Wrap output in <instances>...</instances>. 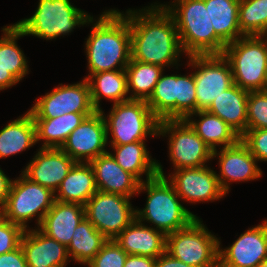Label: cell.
<instances>
[{"label":"cell","mask_w":267,"mask_h":267,"mask_svg":"<svg viewBox=\"0 0 267 267\" xmlns=\"http://www.w3.org/2000/svg\"><path fill=\"white\" fill-rule=\"evenodd\" d=\"M24 231L21 226L2 218L0 220V255L18 248Z\"/></svg>","instance_id":"ab89813d"},{"label":"cell","mask_w":267,"mask_h":267,"mask_svg":"<svg viewBox=\"0 0 267 267\" xmlns=\"http://www.w3.org/2000/svg\"><path fill=\"white\" fill-rule=\"evenodd\" d=\"M193 116H199L200 120H194ZM194 132L212 149L217 146L228 147L240 140V135L224 122L220 117L207 110H200L188 115L184 119ZM223 145V146H221Z\"/></svg>","instance_id":"d4e9b609"},{"label":"cell","mask_w":267,"mask_h":267,"mask_svg":"<svg viewBox=\"0 0 267 267\" xmlns=\"http://www.w3.org/2000/svg\"><path fill=\"white\" fill-rule=\"evenodd\" d=\"M12 181L6 203L2 209L3 218L27 230V223L37 217V227L55 202V193L35 183L23 174Z\"/></svg>","instance_id":"9c48e42d"},{"label":"cell","mask_w":267,"mask_h":267,"mask_svg":"<svg viewBox=\"0 0 267 267\" xmlns=\"http://www.w3.org/2000/svg\"><path fill=\"white\" fill-rule=\"evenodd\" d=\"M188 66L194 67L196 112L207 110L214 99L233 84L232 69L223 54L188 56Z\"/></svg>","instance_id":"8fae6325"},{"label":"cell","mask_w":267,"mask_h":267,"mask_svg":"<svg viewBox=\"0 0 267 267\" xmlns=\"http://www.w3.org/2000/svg\"><path fill=\"white\" fill-rule=\"evenodd\" d=\"M258 267H267V260L261 263Z\"/></svg>","instance_id":"bcb514c9"},{"label":"cell","mask_w":267,"mask_h":267,"mask_svg":"<svg viewBox=\"0 0 267 267\" xmlns=\"http://www.w3.org/2000/svg\"><path fill=\"white\" fill-rule=\"evenodd\" d=\"M20 246L27 267H66L70 262L67 247L44 234L39 228L24 231Z\"/></svg>","instance_id":"d6986e66"},{"label":"cell","mask_w":267,"mask_h":267,"mask_svg":"<svg viewBox=\"0 0 267 267\" xmlns=\"http://www.w3.org/2000/svg\"><path fill=\"white\" fill-rule=\"evenodd\" d=\"M131 36V59L164 66L178 64L184 53L172 16L154 3L141 10H127Z\"/></svg>","instance_id":"6da1fadb"},{"label":"cell","mask_w":267,"mask_h":267,"mask_svg":"<svg viewBox=\"0 0 267 267\" xmlns=\"http://www.w3.org/2000/svg\"><path fill=\"white\" fill-rule=\"evenodd\" d=\"M163 67L154 64L142 63L130 60L125 68L127 74L129 98L135 100H147L161 74Z\"/></svg>","instance_id":"1f68e13d"},{"label":"cell","mask_w":267,"mask_h":267,"mask_svg":"<svg viewBox=\"0 0 267 267\" xmlns=\"http://www.w3.org/2000/svg\"><path fill=\"white\" fill-rule=\"evenodd\" d=\"M36 143V125L27 111L0 130V159L25 151Z\"/></svg>","instance_id":"83f0119b"},{"label":"cell","mask_w":267,"mask_h":267,"mask_svg":"<svg viewBox=\"0 0 267 267\" xmlns=\"http://www.w3.org/2000/svg\"><path fill=\"white\" fill-rule=\"evenodd\" d=\"M169 136V157L174 170L199 168L212 158V149L183 120H161L157 136Z\"/></svg>","instance_id":"30bf717a"},{"label":"cell","mask_w":267,"mask_h":267,"mask_svg":"<svg viewBox=\"0 0 267 267\" xmlns=\"http://www.w3.org/2000/svg\"><path fill=\"white\" fill-rule=\"evenodd\" d=\"M20 82L11 72L0 66V91Z\"/></svg>","instance_id":"f6af8a7d"},{"label":"cell","mask_w":267,"mask_h":267,"mask_svg":"<svg viewBox=\"0 0 267 267\" xmlns=\"http://www.w3.org/2000/svg\"><path fill=\"white\" fill-rule=\"evenodd\" d=\"M0 38V66L11 72L19 81L29 72L27 59L17 45V39L26 36L15 24L4 26Z\"/></svg>","instance_id":"d6a6232c"},{"label":"cell","mask_w":267,"mask_h":267,"mask_svg":"<svg viewBox=\"0 0 267 267\" xmlns=\"http://www.w3.org/2000/svg\"><path fill=\"white\" fill-rule=\"evenodd\" d=\"M21 172L29 180L56 193L76 163L61 148H40Z\"/></svg>","instance_id":"ac0fdd59"},{"label":"cell","mask_w":267,"mask_h":267,"mask_svg":"<svg viewBox=\"0 0 267 267\" xmlns=\"http://www.w3.org/2000/svg\"><path fill=\"white\" fill-rule=\"evenodd\" d=\"M247 129H267V90L249 91Z\"/></svg>","instance_id":"8d00e7d4"},{"label":"cell","mask_w":267,"mask_h":267,"mask_svg":"<svg viewBox=\"0 0 267 267\" xmlns=\"http://www.w3.org/2000/svg\"><path fill=\"white\" fill-rule=\"evenodd\" d=\"M155 267H193L178 259L173 258L166 251L156 258Z\"/></svg>","instance_id":"7bdbcfd3"},{"label":"cell","mask_w":267,"mask_h":267,"mask_svg":"<svg viewBox=\"0 0 267 267\" xmlns=\"http://www.w3.org/2000/svg\"><path fill=\"white\" fill-rule=\"evenodd\" d=\"M0 267H27L25 255L21 246L11 252L1 254Z\"/></svg>","instance_id":"60d3db41"},{"label":"cell","mask_w":267,"mask_h":267,"mask_svg":"<svg viewBox=\"0 0 267 267\" xmlns=\"http://www.w3.org/2000/svg\"><path fill=\"white\" fill-rule=\"evenodd\" d=\"M219 241V267H258L267 260V219L249 228L226 249Z\"/></svg>","instance_id":"2e32d148"},{"label":"cell","mask_w":267,"mask_h":267,"mask_svg":"<svg viewBox=\"0 0 267 267\" xmlns=\"http://www.w3.org/2000/svg\"><path fill=\"white\" fill-rule=\"evenodd\" d=\"M93 21V16L73 6L70 0H39L35 13L15 25L27 36L53 40Z\"/></svg>","instance_id":"8992f818"},{"label":"cell","mask_w":267,"mask_h":267,"mask_svg":"<svg viewBox=\"0 0 267 267\" xmlns=\"http://www.w3.org/2000/svg\"><path fill=\"white\" fill-rule=\"evenodd\" d=\"M90 86L91 100L94 108L101 111V97L113 101V104L130 100L127 74L125 70L102 71L85 76Z\"/></svg>","instance_id":"4316f807"},{"label":"cell","mask_w":267,"mask_h":267,"mask_svg":"<svg viewBox=\"0 0 267 267\" xmlns=\"http://www.w3.org/2000/svg\"><path fill=\"white\" fill-rule=\"evenodd\" d=\"M130 199L97 190L84 206L85 217L108 240H113L136 218Z\"/></svg>","instance_id":"7c38bea8"},{"label":"cell","mask_w":267,"mask_h":267,"mask_svg":"<svg viewBox=\"0 0 267 267\" xmlns=\"http://www.w3.org/2000/svg\"><path fill=\"white\" fill-rule=\"evenodd\" d=\"M248 96L249 91L233 84L214 99L207 111L220 117L242 136L247 131Z\"/></svg>","instance_id":"603a6c76"},{"label":"cell","mask_w":267,"mask_h":267,"mask_svg":"<svg viewBox=\"0 0 267 267\" xmlns=\"http://www.w3.org/2000/svg\"><path fill=\"white\" fill-rule=\"evenodd\" d=\"M103 117L106 123L107 143L109 131L111 145H123L145 141L147 136H157L159 120L153 115L145 100L130 99L113 104L109 114Z\"/></svg>","instance_id":"52a82bcc"},{"label":"cell","mask_w":267,"mask_h":267,"mask_svg":"<svg viewBox=\"0 0 267 267\" xmlns=\"http://www.w3.org/2000/svg\"><path fill=\"white\" fill-rule=\"evenodd\" d=\"M85 41L89 74L125 70L131 60L129 20L116 9L104 11ZM118 65V66H117Z\"/></svg>","instance_id":"7a4b0ae2"},{"label":"cell","mask_w":267,"mask_h":267,"mask_svg":"<svg viewBox=\"0 0 267 267\" xmlns=\"http://www.w3.org/2000/svg\"><path fill=\"white\" fill-rule=\"evenodd\" d=\"M107 240L85 217L74 230L67 246L69 259L85 265L96 256Z\"/></svg>","instance_id":"4dcf8cb0"},{"label":"cell","mask_w":267,"mask_h":267,"mask_svg":"<svg viewBox=\"0 0 267 267\" xmlns=\"http://www.w3.org/2000/svg\"><path fill=\"white\" fill-rule=\"evenodd\" d=\"M3 218L2 208H0V220Z\"/></svg>","instance_id":"7dc6e473"},{"label":"cell","mask_w":267,"mask_h":267,"mask_svg":"<svg viewBox=\"0 0 267 267\" xmlns=\"http://www.w3.org/2000/svg\"><path fill=\"white\" fill-rule=\"evenodd\" d=\"M96 191L95 174L91 164L76 162L56 190L55 200L85 206Z\"/></svg>","instance_id":"cb8c5ba5"},{"label":"cell","mask_w":267,"mask_h":267,"mask_svg":"<svg viewBox=\"0 0 267 267\" xmlns=\"http://www.w3.org/2000/svg\"><path fill=\"white\" fill-rule=\"evenodd\" d=\"M90 164L94 170L98 191L129 198L138 194L141 182L134 175L123 170L110 152L99 155Z\"/></svg>","instance_id":"ffe728a7"},{"label":"cell","mask_w":267,"mask_h":267,"mask_svg":"<svg viewBox=\"0 0 267 267\" xmlns=\"http://www.w3.org/2000/svg\"><path fill=\"white\" fill-rule=\"evenodd\" d=\"M177 75H163L146 100L153 115L159 120H176Z\"/></svg>","instance_id":"836d02e7"},{"label":"cell","mask_w":267,"mask_h":267,"mask_svg":"<svg viewBox=\"0 0 267 267\" xmlns=\"http://www.w3.org/2000/svg\"><path fill=\"white\" fill-rule=\"evenodd\" d=\"M115 154L111 156L116 163L125 171L134 175L140 182L142 176L146 175V181L156 177L158 174L157 160L149 156L145 141H136L123 145H111Z\"/></svg>","instance_id":"484cf974"},{"label":"cell","mask_w":267,"mask_h":267,"mask_svg":"<svg viewBox=\"0 0 267 267\" xmlns=\"http://www.w3.org/2000/svg\"><path fill=\"white\" fill-rule=\"evenodd\" d=\"M92 114L94 113H68L55 118H33L37 142L44 140L42 148H61L70 133Z\"/></svg>","instance_id":"f1b7e54d"},{"label":"cell","mask_w":267,"mask_h":267,"mask_svg":"<svg viewBox=\"0 0 267 267\" xmlns=\"http://www.w3.org/2000/svg\"><path fill=\"white\" fill-rule=\"evenodd\" d=\"M240 139L257 161H267V129H247Z\"/></svg>","instance_id":"f35d334b"},{"label":"cell","mask_w":267,"mask_h":267,"mask_svg":"<svg viewBox=\"0 0 267 267\" xmlns=\"http://www.w3.org/2000/svg\"><path fill=\"white\" fill-rule=\"evenodd\" d=\"M223 56L228 60L234 84L247 91L267 87V38L243 36L227 44Z\"/></svg>","instance_id":"5b68a950"},{"label":"cell","mask_w":267,"mask_h":267,"mask_svg":"<svg viewBox=\"0 0 267 267\" xmlns=\"http://www.w3.org/2000/svg\"><path fill=\"white\" fill-rule=\"evenodd\" d=\"M156 258L128 254L124 267H155Z\"/></svg>","instance_id":"b9f144b4"},{"label":"cell","mask_w":267,"mask_h":267,"mask_svg":"<svg viewBox=\"0 0 267 267\" xmlns=\"http://www.w3.org/2000/svg\"><path fill=\"white\" fill-rule=\"evenodd\" d=\"M216 156L220 167V175L216 174V176L226 194L230 191V182L255 180L262 176L257 159L241 139L232 146L220 148V152L217 149L214 150L212 158L215 159Z\"/></svg>","instance_id":"e0dca14e"},{"label":"cell","mask_w":267,"mask_h":267,"mask_svg":"<svg viewBox=\"0 0 267 267\" xmlns=\"http://www.w3.org/2000/svg\"><path fill=\"white\" fill-rule=\"evenodd\" d=\"M33 118H55L68 113H95L90 86L86 78L75 84L55 87L36 99L29 109Z\"/></svg>","instance_id":"4fadbf2b"},{"label":"cell","mask_w":267,"mask_h":267,"mask_svg":"<svg viewBox=\"0 0 267 267\" xmlns=\"http://www.w3.org/2000/svg\"><path fill=\"white\" fill-rule=\"evenodd\" d=\"M128 254L116 240H107L87 267H124Z\"/></svg>","instance_id":"74e56055"},{"label":"cell","mask_w":267,"mask_h":267,"mask_svg":"<svg viewBox=\"0 0 267 267\" xmlns=\"http://www.w3.org/2000/svg\"><path fill=\"white\" fill-rule=\"evenodd\" d=\"M114 240L127 254L157 258L166 251V235L136 218Z\"/></svg>","instance_id":"44dd1931"},{"label":"cell","mask_w":267,"mask_h":267,"mask_svg":"<svg viewBox=\"0 0 267 267\" xmlns=\"http://www.w3.org/2000/svg\"><path fill=\"white\" fill-rule=\"evenodd\" d=\"M174 1L161 5L175 22L184 53L187 56L223 54L226 44L215 34L205 1Z\"/></svg>","instance_id":"3957f363"},{"label":"cell","mask_w":267,"mask_h":267,"mask_svg":"<svg viewBox=\"0 0 267 267\" xmlns=\"http://www.w3.org/2000/svg\"><path fill=\"white\" fill-rule=\"evenodd\" d=\"M215 34L227 45L243 37L239 26L240 0H204Z\"/></svg>","instance_id":"f546056e"},{"label":"cell","mask_w":267,"mask_h":267,"mask_svg":"<svg viewBox=\"0 0 267 267\" xmlns=\"http://www.w3.org/2000/svg\"><path fill=\"white\" fill-rule=\"evenodd\" d=\"M194 112H196L194 74H177L176 120H183Z\"/></svg>","instance_id":"d590c367"},{"label":"cell","mask_w":267,"mask_h":267,"mask_svg":"<svg viewBox=\"0 0 267 267\" xmlns=\"http://www.w3.org/2000/svg\"><path fill=\"white\" fill-rule=\"evenodd\" d=\"M84 218L85 207L83 205L55 200L44 216L39 229L67 247L72 240L74 230Z\"/></svg>","instance_id":"7402d4cb"},{"label":"cell","mask_w":267,"mask_h":267,"mask_svg":"<svg viewBox=\"0 0 267 267\" xmlns=\"http://www.w3.org/2000/svg\"><path fill=\"white\" fill-rule=\"evenodd\" d=\"M106 123L101 111L86 117L68 136L61 149L75 162L90 163L108 151Z\"/></svg>","instance_id":"5bb4252c"},{"label":"cell","mask_w":267,"mask_h":267,"mask_svg":"<svg viewBox=\"0 0 267 267\" xmlns=\"http://www.w3.org/2000/svg\"><path fill=\"white\" fill-rule=\"evenodd\" d=\"M168 178L178 196L189 203L220 200L226 195L219 184L216 172L207 164L199 168L174 170Z\"/></svg>","instance_id":"9a60e30c"},{"label":"cell","mask_w":267,"mask_h":267,"mask_svg":"<svg viewBox=\"0 0 267 267\" xmlns=\"http://www.w3.org/2000/svg\"><path fill=\"white\" fill-rule=\"evenodd\" d=\"M12 181L0 168V208L2 209L6 203Z\"/></svg>","instance_id":"ee69618b"},{"label":"cell","mask_w":267,"mask_h":267,"mask_svg":"<svg viewBox=\"0 0 267 267\" xmlns=\"http://www.w3.org/2000/svg\"><path fill=\"white\" fill-rule=\"evenodd\" d=\"M157 168L156 177L140 183L138 194L144 190L148 196L145 208L135 210L136 219L141 223L145 220L153 223L156 230L167 235L187 227L197 216L178 200L181 198L173 185L168 182L159 162H157Z\"/></svg>","instance_id":"277c9868"},{"label":"cell","mask_w":267,"mask_h":267,"mask_svg":"<svg viewBox=\"0 0 267 267\" xmlns=\"http://www.w3.org/2000/svg\"><path fill=\"white\" fill-rule=\"evenodd\" d=\"M219 239L197 217L166 235V252L193 267H219Z\"/></svg>","instance_id":"ba28073f"},{"label":"cell","mask_w":267,"mask_h":267,"mask_svg":"<svg viewBox=\"0 0 267 267\" xmlns=\"http://www.w3.org/2000/svg\"><path fill=\"white\" fill-rule=\"evenodd\" d=\"M238 18L244 36H265L267 0H240Z\"/></svg>","instance_id":"e575fe53"}]
</instances>
